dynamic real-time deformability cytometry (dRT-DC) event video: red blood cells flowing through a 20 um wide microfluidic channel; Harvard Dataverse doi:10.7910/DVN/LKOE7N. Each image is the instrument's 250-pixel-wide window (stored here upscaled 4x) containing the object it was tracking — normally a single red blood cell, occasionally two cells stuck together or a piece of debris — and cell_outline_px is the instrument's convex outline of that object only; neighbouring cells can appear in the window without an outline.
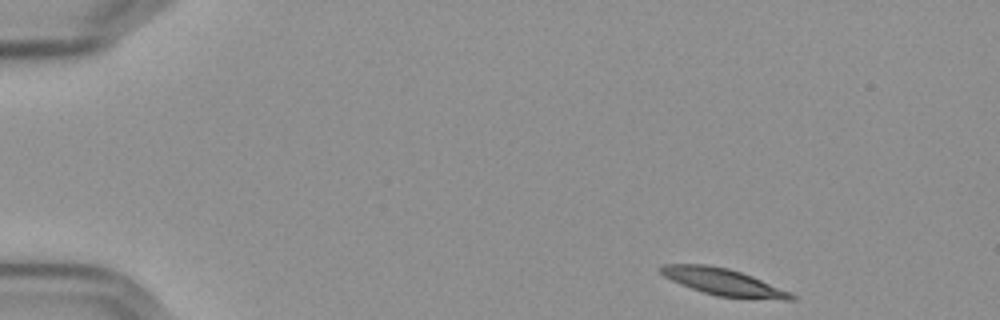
{"species": "Egyptian fruit bat (a non-hibernating species)", "species_latin": "Rousettus aegyptiacus", "temperature_condition": "cold", "stored_images_in_passage": 51, "camera_frame_rate_fps": 3000, "um_per_image_px": 0.085, "frame": {"image": 1, "passage_image": 1, "time_ms": 0.0, "image_size_px": [1000, 320], "cell_outline_px": [[796, 300], [784, 300], [716, 296], [680, 284], [664, 276], [660, 272], [660, 268], [664, 264], [704, 264], [728, 268], [752, 276], [792, 292], [796, 296]], "centroid_in_image_um": [61.53, 23.97], "position_along_channel_um": 23.5, "area_um2": 20.29}}
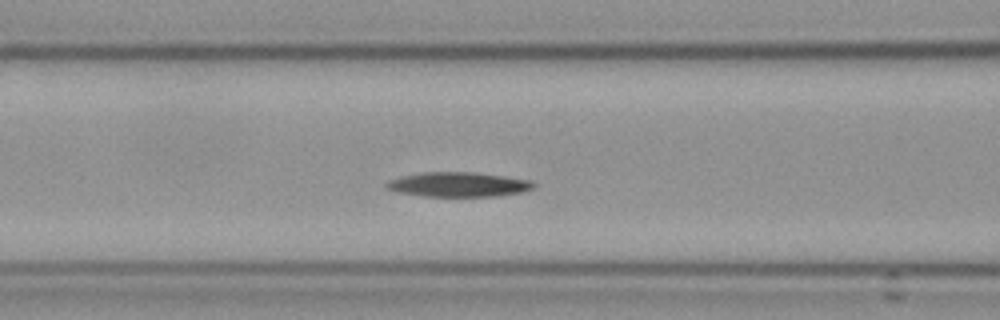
{"frame": {"image": 2, "passage_image": 18, "time_ms": 5.667, "image_size_px": [1000, 320], "cell_outline_px": [[536, 184], [532, 188], [520, 192], [496, 196], [420, 196], [400, 192], [384, 188], [384, 184], [388, 180], [420, 172], [472, 172], [504, 176], [528, 180]], "centroid_in_image_um": [38.9, 15.68], "position_along_channel_um": 127.7, "area_um2": 20.92}}
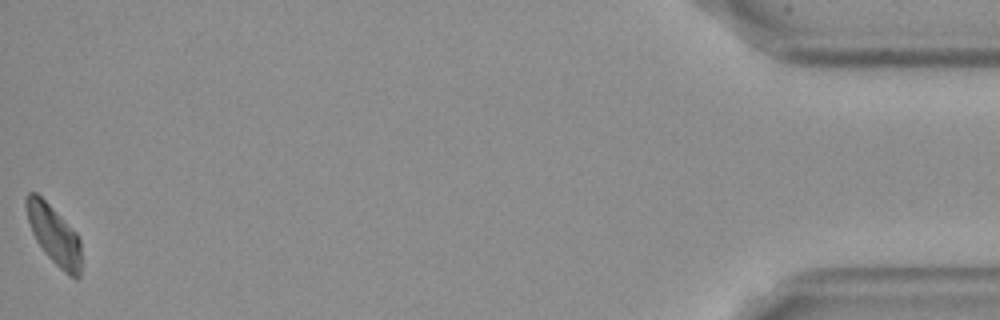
{"frame": {"image": 3, "passage_image": 51, "time_ms": 16.667, "image_size_px": [1000, 320], "cell_outline_px": [[80, 276], [76, 280], [68, 276], [44, 252], [36, 240], [32, 232], [28, 220], [24, 204], [24, 200], [28, 192], [36, 192], [76, 232], [80, 240]], "centroid_in_image_um": [4.58, 19.97], "position_along_channel_um": 430.6, "area_um2": 18.73}, "authors_computed_cell_mechanics": {"area_um2": 20.6346, "velocity_mm_per_s": 3.5531, "shape_relaxation_time_tau1_ms": 10.691, "shape_relaxation_time_tau2_ms": null, "deformation_change_tau1": 0.2384, "deformation_change_tau2": null}}